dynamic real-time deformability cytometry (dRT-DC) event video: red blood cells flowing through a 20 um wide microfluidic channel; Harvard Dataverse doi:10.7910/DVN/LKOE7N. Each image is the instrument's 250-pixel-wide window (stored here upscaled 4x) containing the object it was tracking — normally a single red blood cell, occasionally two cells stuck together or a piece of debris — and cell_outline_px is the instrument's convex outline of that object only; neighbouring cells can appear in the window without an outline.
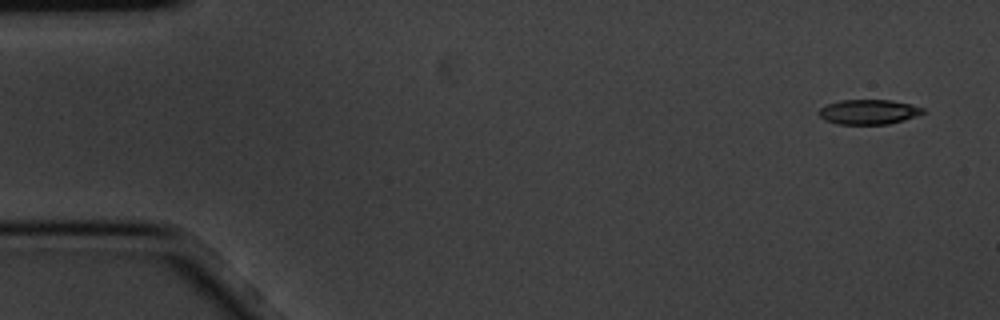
{"species": "common noctule bat (a hibernating species)", "species_latin": "Nyctalus noctula", "temperature_condition": "cold", "stored_images_in_passage": 5, "camera_frame_rate_fps": 3000, "um_per_image_px": 0.085, "animal": {"sex": "male", "body_mass_g": 20.1, "forearm_length_mm": 53.5}, "frame": {"image": 1, "passage_image": 1, "time_ms": 0.0, "image_size_px": [1000, 320], "cell_outline_px": [[928, 112], [904, 120], [888, 124], [836, 124], [824, 120], [820, 116], [820, 108], [828, 104], [840, 100], [892, 100], [912, 104], [924, 108]], "centroid_in_image_um": [73.88, 9.51], "position_along_channel_um": 11.1, "area_um2": 15.14}}